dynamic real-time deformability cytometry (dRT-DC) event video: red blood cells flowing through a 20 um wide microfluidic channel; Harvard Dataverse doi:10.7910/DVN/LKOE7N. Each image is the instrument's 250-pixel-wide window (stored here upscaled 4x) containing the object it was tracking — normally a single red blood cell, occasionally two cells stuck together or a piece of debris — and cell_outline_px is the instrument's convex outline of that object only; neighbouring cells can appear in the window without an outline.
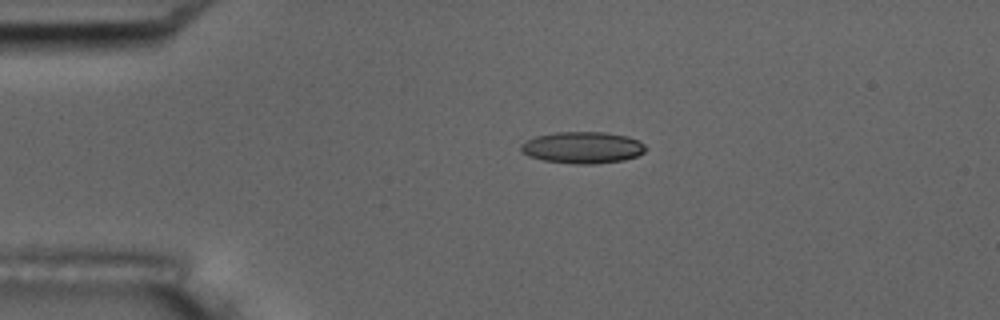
{"species": "common noctule bat (a hibernating species)", "species_latin": "Nyctalus noctula", "temperature_condition": "room temperature", "stored_images_in_passage": 4, "camera_frame_rate_fps": 3000, "um_per_image_px": 0.085, "animal": {"sex": "male", "body_mass_g": 17.5, "forearm_length_mm": 52.3}, "frame": {"image": 1, "passage_image": 3, "time_ms": 2.0, "image_size_px": [1000, 320], "cell_outline_px": [[648, 148], [644, 152], [636, 156], [624, 160], [596, 164], [576, 164], [544, 160], [528, 156], [520, 152], [520, 144], [524, 140], [536, 136], [556, 132], [604, 132], [628, 136], [644, 144]], "centroid_in_image_um": [49.49, 12.54], "position_along_channel_um": 35.5, "area_um2": 23.18}}